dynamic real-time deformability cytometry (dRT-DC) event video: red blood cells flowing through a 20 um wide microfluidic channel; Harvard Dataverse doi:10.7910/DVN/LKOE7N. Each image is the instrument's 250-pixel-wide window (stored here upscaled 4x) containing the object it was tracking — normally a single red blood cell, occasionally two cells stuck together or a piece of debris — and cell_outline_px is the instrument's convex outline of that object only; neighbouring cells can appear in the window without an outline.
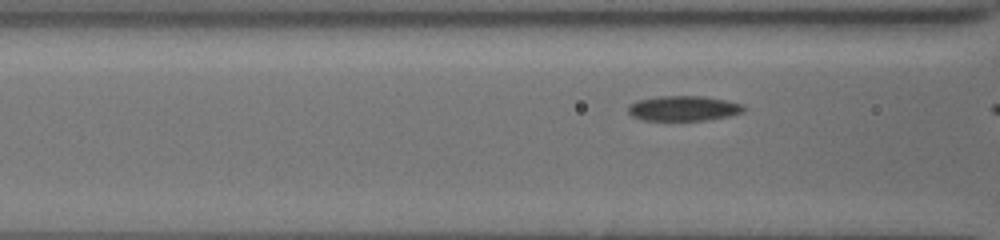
{"species": "common noctule bat (a hibernating species)", "species_latin": "Nyctalus noctula", "temperature_condition": "cold", "stored_images_in_passage": 15, "camera_frame_rate_fps": 3000, "um_per_image_px": 0.085, "animal": {"sex": "female", "body_mass_g": 19.5, "forearm_length_mm": 54.1}, "frame": {"image": 1, "passage_image": 9, "time_ms": 2.667, "image_size_px": [1000, 240], "cell_outline_px": [[748, 108], [744, 112], [728, 116], [708, 120], [640, 120], [632, 116], [628, 112], [628, 104], [636, 100], [660, 96], [704, 96], [744, 104]], "centroid_in_image_um": [58.11, 9.21], "position_along_channel_um": 108.5, "area_um2": 17.11}}
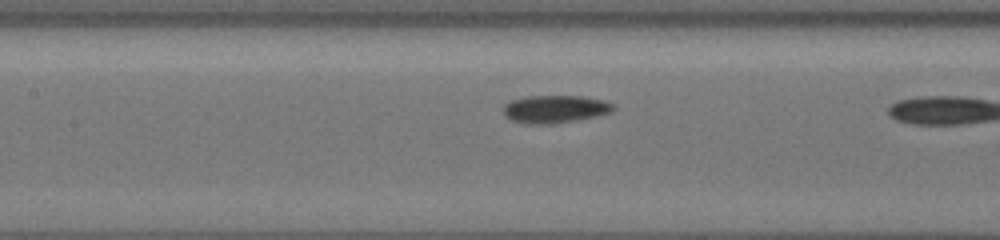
{"frame": {"image": 2, "passage_image": 13, "time_ms": 4.0, "image_size_px": [1000, 240], "cell_outline_px": [[616, 108], [612, 112], [596, 116], [576, 120], [552, 124], [524, 124], [512, 120], [504, 116], [504, 104], [512, 100], [528, 96], [580, 96], [604, 100], [612, 104]], "centroid_in_image_um": [47.17, 9.28], "position_along_channel_um": 160.2, "area_um2": 17.8}}